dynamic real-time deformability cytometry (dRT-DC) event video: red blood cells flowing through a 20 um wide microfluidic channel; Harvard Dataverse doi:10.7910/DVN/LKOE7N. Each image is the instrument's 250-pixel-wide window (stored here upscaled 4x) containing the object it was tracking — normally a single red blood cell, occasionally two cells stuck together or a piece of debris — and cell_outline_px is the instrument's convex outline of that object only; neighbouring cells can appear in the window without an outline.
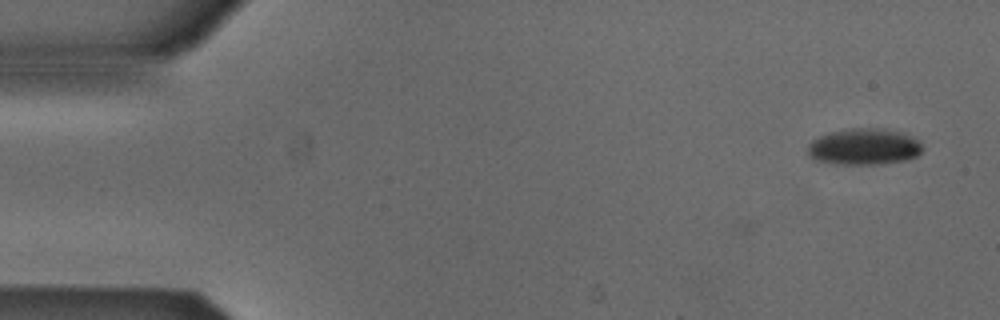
{"species": "Egyptian fruit bat (a non-hibernating species)", "species_latin": "Rousettus aegyptiacus", "temperature_condition": "cold", "stored_images_in_passage": 3, "camera_frame_rate_fps": 3000, "um_per_image_px": 0.085, "animal": {"sex": "male"}, "frame": {"image": 1, "passage_image": 1, "time_ms": 0.0, "image_size_px": [1000, 320], "cell_outline_px": [[920, 152], [916, 156], [904, 160], [876, 164], [836, 164], [812, 160], [808, 156], [808, 144], [812, 140], [828, 132], [852, 128], [876, 128], [900, 132], [916, 140], [920, 144]], "centroid_in_image_um": [73.34, 12.48], "position_along_channel_um": 11.7, "area_um2": 24.04}}